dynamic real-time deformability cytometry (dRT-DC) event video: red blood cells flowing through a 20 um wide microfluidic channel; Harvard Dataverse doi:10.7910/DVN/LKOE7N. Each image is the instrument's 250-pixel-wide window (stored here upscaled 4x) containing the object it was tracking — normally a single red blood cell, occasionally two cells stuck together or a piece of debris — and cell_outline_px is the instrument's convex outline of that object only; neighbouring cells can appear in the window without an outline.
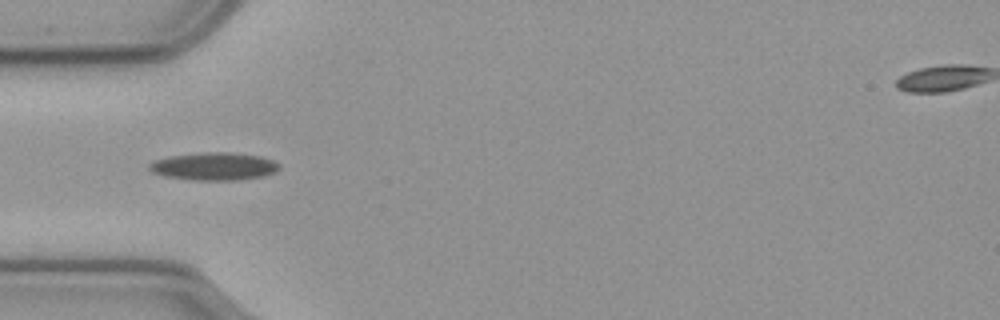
{"species": "common noctule bat (a hibernating species)", "species_latin": "Nyctalus noctula", "temperature_condition": "cold", "stored_images_in_passage": 12, "camera_frame_rate_fps": 3000, "um_per_image_px": 0.085, "animal": {"sex": "male", "body_mass_g": 23.1, "forearm_length_mm": 52.7}, "frame": {"image": 1, "passage_image": 3, "time_ms": 0.667, "image_size_px": [1000, 320], "cell_outline_px": [[280, 168], [276, 172], [264, 176], [236, 180], [196, 180], [164, 176], [152, 172], [148, 168], [148, 164], [156, 160], [172, 156], [204, 152], [228, 152], [260, 156], [272, 160], [280, 164]], "centroid_in_image_um": [18.22, 14.14], "position_along_channel_um": 66.8, "area_um2": 20.92}}
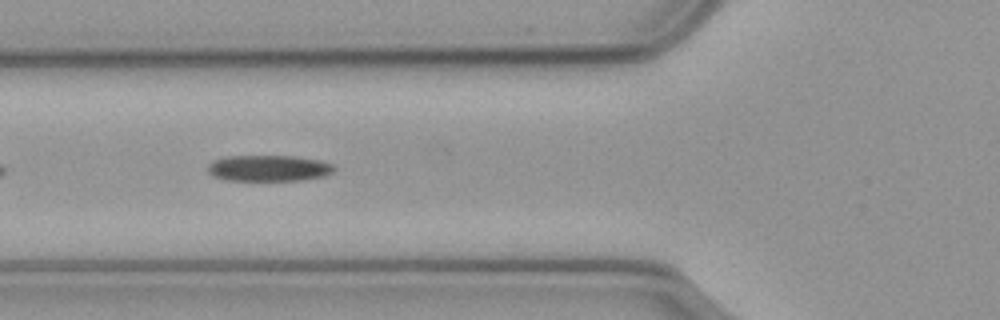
{"frame": {"image": 2, "passage_image": 6, "time_ms": 1.667, "image_size_px": [1000, 320], "cell_outline_px": [[336, 168], [332, 172], [324, 176], [300, 180], [224, 180], [212, 176], [208, 172], [208, 164], [212, 160], [224, 156], [292, 156], [320, 160], [332, 164]], "centroid_in_image_um": [22.79, 14.29], "position_along_channel_um": 103.0, "area_um2": 19.31}}